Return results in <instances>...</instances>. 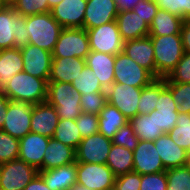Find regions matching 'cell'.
Instances as JSON below:
<instances>
[{"label": "cell", "mask_w": 190, "mask_h": 190, "mask_svg": "<svg viewBox=\"0 0 190 190\" xmlns=\"http://www.w3.org/2000/svg\"><path fill=\"white\" fill-rule=\"evenodd\" d=\"M112 144V140L99 132L82 138L75 151L76 162L106 164Z\"/></svg>", "instance_id": "obj_13"}, {"label": "cell", "mask_w": 190, "mask_h": 190, "mask_svg": "<svg viewBox=\"0 0 190 190\" xmlns=\"http://www.w3.org/2000/svg\"><path fill=\"white\" fill-rule=\"evenodd\" d=\"M4 6V4L0 0V9Z\"/></svg>", "instance_id": "obj_58"}, {"label": "cell", "mask_w": 190, "mask_h": 190, "mask_svg": "<svg viewBox=\"0 0 190 190\" xmlns=\"http://www.w3.org/2000/svg\"><path fill=\"white\" fill-rule=\"evenodd\" d=\"M38 174L51 190H69L76 183V162L38 171Z\"/></svg>", "instance_id": "obj_27"}, {"label": "cell", "mask_w": 190, "mask_h": 190, "mask_svg": "<svg viewBox=\"0 0 190 190\" xmlns=\"http://www.w3.org/2000/svg\"><path fill=\"white\" fill-rule=\"evenodd\" d=\"M166 88L172 93L178 112L190 114V83L166 82Z\"/></svg>", "instance_id": "obj_37"}, {"label": "cell", "mask_w": 190, "mask_h": 190, "mask_svg": "<svg viewBox=\"0 0 190 190\" xmlns=\"http://www.w3.org/2000/svg\"><path fill=\"white\" fill-rule=\"evenodd\" d=\"M118 13L116 0H87L83 28L92 29L115 21Z\"/></svg>", "instance_id": "obj_16"}, {"label": "cell", "mask_w": 190, "mask_h": 190, "mask_svg": "<svg viewBox=\"0 0 190 190\" xmlns=\"http://www.w3.org/2000/svg\"><path fill=\"white\" fill-rule=\"evenodd\" d=\"M47 90V80L20 72L15 74L1 91L10 101L29 102L34 105L46 101Z\"/></svg>", "instance_id": "obj_1"}, {"label": "cell", "mask_w": 190, "mask_h": 190, "mask_svg": "<svg viewBox=\"0 0 190 190\" xmlns=\"http://www.w3.org/2000/svg\"><path fill=\"white\" fill-rule=\"evenodd\" d=\"M75 122L82 138L92 136L99 132L98 115L82 112Z\"/></svg>", "instance_id": "obj_45"}, {"label": "cell", "mask_w": 190, "mask_h": 190, "mask_svg": "<svg viewBox=\"0 0 190 190\" xmlns=\"http://www.w3.org/2000/svg\"><path fill=\"white\" fill-rule=\"evenodd\" d=\"M23 190H51V189L46 185L43 178L39 174H37Z\"/></svg>", "instance_id": "obj_50"}, {"label": "cell", "mask_w": 190, "mask_h": 190, "mask_svg": "<svg viewBox=\"0 0 190 190\" xmlns=\"http://www.w3.org/2000/svg\"><path fill=\"white\" fill-rule=\"evenodd\" d=\"M9 102V98L0 90V129L4 125Z\"/></svg>", "instance_id": "obj_51"}, {"label": "cell", "mask_w": 190, "mask_h": 190, "mask_svg": "<svg viewBox=\"0 0 190 190\" xmlns=\"http://www.w3.org/2000/svg\"><path fill=\"white\" fill-rule=\"evenodd\" d=\"M76 162L75 150L51 137L43 157V170Z\"/></svg>", "instance_id": "obj_26"}, {"label": "cell", "mask_w": 190, "mask_h": 190, "mask_svg": "<svg viewBox=\"0 0 190 190\" xmlns=\"http://www.w3.org/2000/svg\"><path fill=\"white\" fill-rule=\"evenodd\" d=\"M133 171L141 175L166 171L153 141L139 140L133 151Z\"/></svg>", "instance_id": "obj_15"}, {"label": "cell", "mask_w": 190, "mask_h": 190, "mask_svg": "<svg viewBox=\"0 0 190 190\" xmlns=\"http://www.w3.org/2000/svg\"><path fill=\"white\" fill-rule=\"evenodd\" d=\"M123 52L155 77L154 47L150 36L124 42Z\"/></svg>", "instance_id": "obj_20"}, {"label": "cell", "mask_w": 190, "mask_h": 190, "mask_svg": "<svg viewBox=\"0 0 190 190\" xmlns=\"http://www.w3.org/2000/svg\"><path fill=\"white\" fill-rule=\"evenodd\" d=\"M53 138L73 148L75 151L82 141L75 120L59 119Z\"/></svg>", "instance_id": "obj_34"}, {"label": "cell", "mask_w": 190, "mask_h": 190, "mask_svg": "<svg viewBox=\"0 0 190 190\" xmlns=\"http://www.w3.org/2000/svg\"><path fill=\"white\" fill-rule=\"evenodd\" d=\"M140 184L141 174L131 171L117 176L114 187L117 190H140Z\"/></svg>", "instance_id": "obj_47"}, {"label": "cell", "mask_w": 190, "mask_h": 190, "mask_svg": "<svg viewBox=\"0 0 190 190\" xmlns=\"http://www.w3.org/2000/svg\"><path fill=\"white\" fill-rule=\"evenodd\" d=\"M33 104L22 101H10L7 115L1 130L12 137L21 139L31 132Z\"/></svg>", "instance_id": "obj_12"}, {"label": "cell", "mask_w": 190, "mask_h": 190, "mask_svg": "<svg viewBox=\"0 0 190 190\" xmlns=\"http://www.w3.org/2000/svg\"><path fill=\"white\" fill-rule=\"evenodd\" d=\"M11 7L24 17L49 12L48 0H15Z\"/></svg>", "instance_id": "obj_39"}, {"label": "cell", "mask_w": 190, "mask_h": 190, "mask_svg": "<svg viewBox=\"0 0 190 190\" xmlns=\"http://www.w3.org/2000/svg\"><path fill=\"white\" fill-rule=\"evenodd\" d=\"M90 51L117 55L123 52L124 41L115 21L87 29Z\"/></svg>", "instance_id": "obj_8"}, {"label": "cell", "mask_w": 190, "mask_h": 190, "mask_svg": "<svg viewBox=\"0 0 190 190\" xmlns=\"http://www.w3.org/2000/svg\"><path fill=\"white\" fill-rule=\"evenodd\" d=\"M38 174L28 163L16 159L0 164V190H23Z\"/></svg>", "instance_id": "obj_9"}, {"label": "cell", "mask_w": 190, "mask_h": 190, "mask_svg": "<svg viewBox=\"0 0 190 190\" xmlns=\"http://www.w3.org/2000/svg\"><path fill=\"white\" fill-rule=\"evenodd\" d=\"M112 143L134 151L139 143V139L134 133L133 126L128 122L115 133Z\"/></svg>", "instance_id": "obj_43"}, {"label": "cell", "mask_w": 190, "mask_h": 190, "mask_svg": "<svg viewBox=\"0 0 190 190\" xmlns=\"http://www.w3.org/2000/svg\"><path fill=\"white\" fill-rule=\"evenodd\" d=\"M99 133L112 140L115 133L129 121L114 106L107 103L98 115Z\"/></svg>", "instance_id": "obj_30"}, {"label": "cell", "mask_w": 190, "mask_h": 190, "mask_svg": "<svg viewBox=\"0 0 190 190\" xmlns=\"http://www.w3.org/2000/svg\"><path fill=\"white\" fill-rule=\"evenodd\" d=\"M183 21L181 17L159 8L149 26V36L181 34Z\"/></svg>", "instance_id": "obj_29"}, {"label": "cell", "mask_w": 190, "mask_h": 190, "mask_svg": "<svg viewBox=\"0 0 190 190\" xmlns=\"http://www.w3.org/2000/svg\"><path fill=\"white\" fill-rule=\"evenodd\" d=\"M90 53L89 37L84 28H63L52 51V57L85 59Z\"/></svg>", "instance_id": "obj_6"}, {"label": "cell", "mask_w": 190, "mask_h": 190, "mask_svg": "<svg viewBox=\"0 0 190 190\" xmlns=\"http://www.w3.org/2000/svg\"><path fill=\"white\" fill-rule=\"evenodd\" d=\"M178 105L175 103L172 93L165 88L160 94L156 105V122L158 128L168 133L176 126L179 115Z\"/></svg>", "instance_id": "obj_25"}, {"label": "cell", "mask_w": 190, "mask_h": 190, "mask_svg": "<svg viewBox=\"0 0 190 190\" xmlns=\"http://www.w3.org/2000/svg\"><path fill=\"white\" fill-rule=\"evenodd\" d=\"M166 190H190V171L186 166L166 169Z\"/></svg>", "instance_id": "obj_38"}, {"label": "cell", "mask_w": 190, "mask_h": 190, "mask_svg": "<svg viewBox=\"0 0 190 190\" xmlns=\"http://www.w3.org/2000/svg\"><path fill=\"white\" fill-rule=\"evenodd\" d=\"M168 134L177 146L190 152V114L179 113L176 126Z\"/></svg>", "instance_id": "obj_35"}, {"label": "cell", "mask_w": 190, "mask_h": 190, "mask_svg": "<svg viewBox=\"0 0 190 190\" xmlns=\"http://www.w3.org/2000/svg\"><path fill=\"white\" fill-rule=\"evenodd\" d=\"M156 79L147 69L138 65L124 52L115 55L114 82L137 88L148 86Z\"/></svg>", "instance_id": "obj_7"}, {"label": "cell", "mask_w": 190, "mask_h": 190, "mask_svg": "<svg viewBox=\"0 0 190 190\" xmlns=\"http://www.w3.org/2000/svg\"><path fill=\"white\" fill-rule=\"evenodd\" d=\"M63 27L53 18L51 12L26 17L29 44L52 53Z\"/></svg>", "instance_id": "obj_4"}, {"label": "cell", "mask_w": 190, "mask_h": 190, "mask_svg": "<svg viewBox=\"0 0 190 190\" xmlns=\"http://www.w3.org/2000/svg\"><path fill=\"white\" fill-rule=\"evenodd\" d=\"M85 62L86 66L95 73L101 86L107 90L114 82L115 55L90 51Z\"/></svg>", "instance_id": "obj_23"}, {"label": "cell", "mask_w": 190, "mask_h": 190, "mask_svg": "<svg viewBox=\"0 0 190 190\" xmlns=\"http://www.w3.org/2000/svg\"><path fill=\"white\" fill-rule=\"evenodd\" d=\"M23 72V59L20 48L0 50V90L12 79V77Z\"/></svg>", "instance_id": "obj_28"}, {"label": "cell", "mask_w": 190, "mask_h": 190, "mask_svg": "<svg viewBox=\"0 0 190 190\" xmlns=\"http://www.w3.org/2000/svg\"><path fill=\"white\" fill-rule=\"evenodd\" d=\"M154 146L162 159L165 169L186 165L188 152L177 146L168 133L162 134L154 141Z\"/></svg>", "instance_id": "obj_24"}, {"label": "cell", "mask_w": 190, "mask_h": 190, "mask_svg": "<svg viewBox=\"0 0 190 190\" xmlns=\"http://www.w3.org/2000/svg\"><path fill=\"white\" fill-rule=\"evenodd\" d=\"M86 5L87 0H62L51 14L63 28H83Z\"/></svg>", "instance_id": "obj_18"}, {"label": "cell", "mask_w": 190, "mask_h": 190, "mask_svg": "<svg viewBox=\"0 0 190 190\" xmlns=\"http://www.w3.org/2000/svg\"><path fill=\"white\" fill-rule=\"evenodd\" d=\"M119 10L121 11H127V10H132L133 7L137 2L140 0H116Z\"/></svg>", "instance_id": "obj_52"}, {"label": "cell", "mask_w": 190, "mask_h": 190, "mask_svg": "<svg viewBox=\"0 0 190 190\" xmlns=\"http://www.w3.org/2000/svg\"><path fill=\"white\" fill-rule=\"evenodd\" d=\"M166 88L165 78H156L143 87L140 95L138 114H150L156 110L159 94Z\"/></svg>", "instance_id": "obj_33"}, {"label": "cell", "mask_w": 190, "mask_h": 190, "mask_svg": "<svg viewBox=\"0 0 190 190\" xmlns=\"http://www.w3.org/2000/svg\"><path fill=\"white\" fill-rule=\"evenodd\" d=\"M165 82L190 83V52H184L177 66L165 77Z\"/></svg>", "instance_id": "obj_42"}, {"label": "cell", "mask_w": 190, "mask_h": 190, "mask_svg": "<svg viewBox=\"0 0 190 190\" xmlns=\"http://www.w3.org/2000/svg\"><path fill=\"white\" fill-rule=\"evenodd\" d=\"M19 139L0 129V164L18 159Z\"/></svg>", "instance_id": "obj_40"}, {"label": "cell", "mask_w": 190, "mask_h": 190, "mask_svg": "<svg viewBox=\"0 0 190 190\" xmlns=\"http://www.w3.org/2000/svg\"><path fill=\"white\" fill-rule=\"evenodd\" d=\"M81 95L72 83L48 82L46 101L56 108L59 119L76 120L82 113Z\"/></svg>", "instance_id": "obj_3"}, {"label": "cell", "mask_w": 190, "mask_h": 190, "mask_svg": "<svg viewBox=\"0 0 190 190\" xmlns=\"http://www.w3.org/2000/svg\"><path fill=\"white\" fill-rule=\"evenodd\" d=\"M129 123L133 126L134 133L139 140L154 142L162 134H165V132L157 126L155 110L150 114H138L134 116Z\"/></svg>", "instance_id": "obj_31"}, {"label": "cell", "mask_w": 190, "mask_h": 190, "mask_svg": "<svg viewBox=\"0 0 190 190\" xmlns=\"http://www.w3.org/2000/svg\"><path fill=\"white\" fill-rule=\"evenodd\" d=\"M20 51L23 72L48 81L53 60L52 53L32 44L21 47Z\"/></svg>", "instance_id": "obj_14"}, {"label": "cell", "mask_w": 190, "mask_h": 190, "mask_svg": "<svg viewBox=\"0 0 190 190\" xmlns=\"http://www.w3.org/2000/svg\"><path fill=\"white\" fill-rule=\"evenodd\" d=\"M106 165L116 177L133 171V151L112 144Z\"/></svg>", "instance_id": "obj_32"}, {"label": "cell", "mask_w": 190, "mask_h": 190, "mask_svg": "<svg viewBox=\"0 0 190 190\" xmlns=\"http://www.w3.org/2000/svg\"><path fill=\"white\" fill-rule=\"evenodd\" d=\"M106 104V92H94L81 95V111L83 113L99 115Z\"/></svg>", "instance_id": "obj_41"}, {"label": "cell", "mask_w": 190, "mask_h": 190, "mask_svg": "<svg viewBox=\"0 0 190 190\" xmlns=\"http://www.w3.org/2000/svg\"><path fill=\"white\" fill-rule=\"evenodd\" d=\"M154 47L155 78H165L177 66L184 50L181 34L150 36Z\"/></svg>", "instance_id": "obj_2"}, {"label": "cell", "mask_w": 190, "mask_h": 190, "mask_svg": "<svg viewBox=\"0 0 190 190\" xmlns=\"http://www.w3.org/2000/svg\"><path fill=\"white\" fill-rule=\"evenodd\" d=\"M116 23L124 42L149 36V25L133 10H119Z\"/></svg>", "instance_id": "obj_22"}, {"label": "cell", "mask_w": 190, "mask_h": 190, "mask_svg": "<svg viewBox=\"0 0 190 190\" xmlns=\"http://www.w3.org/2000/svg\"><path fill=\"white\" fill-rule=\"evenodd\" d=\"M49 139L46 136L29 132L26 136L19 139L18 159L35 167L38 171H43V157Z\"/></svg>", "instance_id": "obj_17"}, {"label": "cell", "mask_w": 190, "mask_h": 190, "mask_svg": "<svg viewBox=\"0 0 190 190\" xmlns=\"http://www.w3.org/2000/svg\"><path fill=\"white\" fill-rule=\"evenodd\" d=\"M62 0H48L49 4V12H51V9L58 5Z\"/></svg>", "instance_id": "obj_54"}, {"label": "cell", "mask_w": 190, "mask_h": 190, "mask_svg": "<svg viewBox=\"0 0 190 190\" xmlns=\"http://www.w3.org/2000/svg\"><path fill=\"white\" fill-rule=\"evenodd\" d=\"M29 44L26 17L18 14L11 6L0 9V50L21 48Z\"/></svg>", "instance_id": "obj_5"}, {"label": "cell", "mask_w": 190, "mask_h": 190, "mask_svg": "<svg viewBox=\"0 0 190 190\" xmlns=\"http://www.w3.org/2000/svg\"><path fill=\"white\" fill-rule=\"evenodd\" d=\"M180 33L184 52H190V20L183 21Z\"/></svg>", "instance_id": "obj_49"}, {"label": "cell", "mask_w": 190, "mask_h": 190, "mask_svg": "<svg viewBox=\"0 0 190 190\" xmlns=\"http://www.w3.org/2000/svg\"><path fill=\"white\" fill-rule=\"evenodd\" d=\"M150 1L155 2V3H158L159 0H150Z\"/></svg>", "instance_id": "obj_59"}, {"label": "cell", "mask_w": 190, "mask_h": 190, "mask_svg": "<svg viewBox=\"0 0 190 190\" xmlns=\"http://www.w3.org/2000/svg\"><path fill=\"white\" fill-rule=\"evenodd\" d=\"M166 188L167 178L165 171L141 175L140 190H166Z\"/></svg>", "instance_id": "obj_46"}, {"label": "cell", "mask_w": 190, "mask_h": 190, "mask_svg": "<svg viewBox=\"0 0 190 190\" xmlns=\"http://www.w3.org/2000/svg\"><path fill=\"white\" fill-rule=\"evenodd\" d=\"M15 0H1L4 5L11 6Z\"/></svg>", "instance_id": "obj_55"}, {"label": "cell", "mask_w": 190, "mask_h": 190, "mask_svg": "<svg viewBox=\"0 0 190 190\" xmlns=\"http://www.w3.org/2000/svg\"><path fill=\"white\" fill-rule=\"evenodd\" d=\"M185 166L190 171V152H188L187 160H186V165Z\"/></svg>", "instance_id": "obj_56"}, {"label": "cell", "mask_w": 190, "mask_h": 190, "mask_svg": "<svg viewBox=\"0 0 190 190\" xmlns=\"http://www.w3.org/2000/svg\"><path fill=\"white\" fill-rule=\"evenodd\" d=\"M142 88L113 82L106 90L107 103L116 107L130 121L138 115Z\"/></svg>", "instance_id": "obj_11"}, {"label": "cell", "mask_w": 190, "mask_h": 190, "mask_svg": "<svg viewBox=\"0 0 190 190\" xmlns=\"http://www.w3.org/2000/svg\"><path fill=\"white\" fill-rule=\"evenodd\" d=\"M116 176L106 164L76 162V183L91 190L114 187Z\"/></svg>", "instance_id": "obj_10"}, {"label": "cell", "mask_w": 190, "mask_h": 190, "mask_svg": "<svg viewBox=\"0 0 190 190\" xmlns=\"http://www.w3.org/2000/svg\"><path fill=\"white\" fill-rule=\"evenodd\" d=\"M85 66V59L82 58L53 57L48 82L72 83Z\"/></svg>", "instance_id": "obj_21"}, {"label": "cell", "mask_w": 190, "mask_h": 190, "mask_svg": "<svg viewBox=\"0 0 190 190\" xmlns=\"http://www.w3.org/2000/svg\"><path fill=\"white\" fill-rule=\"evenodd\" d=\"M58 121L56 108L47 101L33 105L31 132L51 138L55 133Z\"/></svg>", "instance_id": "obj_19"}, {"label": "cell", "mask_w": 190, "mask_h": 190, "mask_svg": "<svg viewBox=\"0 0 190 190\" xmlns=\"http://www.w3.org/2000/svg\"><path fill=\"white\" fill-rule=\"evenodd\" d=\"M69 190H91V189L83 186L82 184L75 183Z\"/></svg>", "instance_id": "obj_53"}, {"label": "cell", "mask_w": 190, "mask_h": 190, "mask_svg": "<svg viewBox=\"0 0 190 190\" xmlns=\"http://www.w3.org/2000/svg\"><path fill=\"white\" fill-rule=\"evenodd\" d=\"M72 86L81 94L106 92V90L101 86L98 78L95 76V73H93V71L87 66H85L82 72L75 77L72 82Z\"/></svg>", "instance_id": "obj_36"}, {"label": "cell", "mask_w": 190, "mask_h": 190, "mask_svg": "<svg viewBox=\"0 0 190 190\" xmlns=\"http://www.w3.org/2000/svg\"><path fill=\"white\" fill-rule=\"evenodd\" d=\"M159 6L150 0H140L133 7V11L137 13L149 26L154 19Z\"/></svg>", "instance_id": "obj_48"}, {"label": "cell", "mask_w": 190, "mask_h": 190, "mask_svg": "<svg viewBox=\"0 0 190 190\" xmlns=\"http://www.w3.org/2000/svg\"><path fill=\"white\" fill-rule=\"evenodd\" d=\"M157 5L184 21L190 20V0H159Z\"/></svg>", "instance_id": "obj_44"}, {"label": "cell", "mask_w": 190, "mask_h": 190, "mask_svg": "<svg viewBox=\"0 0 190 190\" xmlns=\"http://www.w3.org/2000/svg\"><path fill=\"white\" fill-rule=\"evenodd\" d=\"M105 190H117L115 187L109 188V189H105Z\"/></svg>", "instance_id": "obj_57"}]
</instances>
